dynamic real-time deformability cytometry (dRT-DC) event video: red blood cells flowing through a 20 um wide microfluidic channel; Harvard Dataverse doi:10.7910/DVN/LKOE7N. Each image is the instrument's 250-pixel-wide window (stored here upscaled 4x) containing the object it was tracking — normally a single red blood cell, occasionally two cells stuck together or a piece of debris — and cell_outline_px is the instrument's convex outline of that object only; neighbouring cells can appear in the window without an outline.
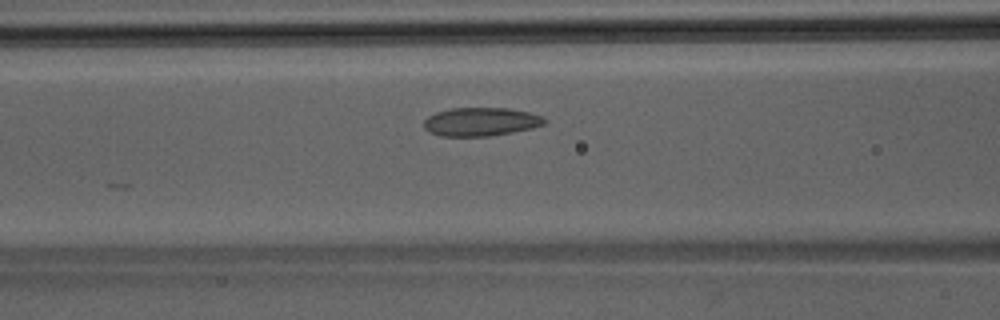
{"species": "Egyptian fruit bat (a non-hibernating species)", "species_latin": "Rousettus aegyptiacus", "temperature_condition": "room temperature", "stored_images_in_passage": 21, "camera_frame_rate_fps": 3000, "um_per_image_px": 0.085, "animal": {"sex": "male"}, "frame": {"image": 1, "passage_image": 12, "time_ms": 3.667, "image_size_px": [1000, 320], "cell_outline_px": [[548, 120], [544, 124], [532, 128], [512, 132], [488, 136], [440, 136], [428, 132], [424, 128], [424, 120], [428, 116], [436, 112], [452, 108], [508, 108], [528, 112], [544, 116]], "centroid_in_image_um": [40.87, 10.35], "position_along_channel_um": 125.7, "area_um2": 20.11}}
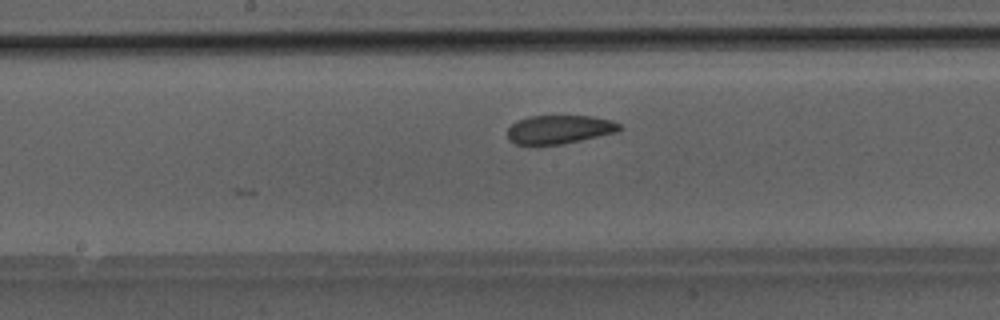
{"frame": {"image": 2, "passage_image": 17, "time_ms": 5.333, "image_size_px": [1000, 320], "cell_outline_px": [[624, 128], [620, 132], [564, 144], [516, 144], [508, 140], [508, 128], [516, 120], [528, 116], [592, 116], [612, 120], [620, 124]], "centroid_in_image_um": [47.6, 11.0], "position_along_channel_um": 200.6, "area_um2": 18.96}}